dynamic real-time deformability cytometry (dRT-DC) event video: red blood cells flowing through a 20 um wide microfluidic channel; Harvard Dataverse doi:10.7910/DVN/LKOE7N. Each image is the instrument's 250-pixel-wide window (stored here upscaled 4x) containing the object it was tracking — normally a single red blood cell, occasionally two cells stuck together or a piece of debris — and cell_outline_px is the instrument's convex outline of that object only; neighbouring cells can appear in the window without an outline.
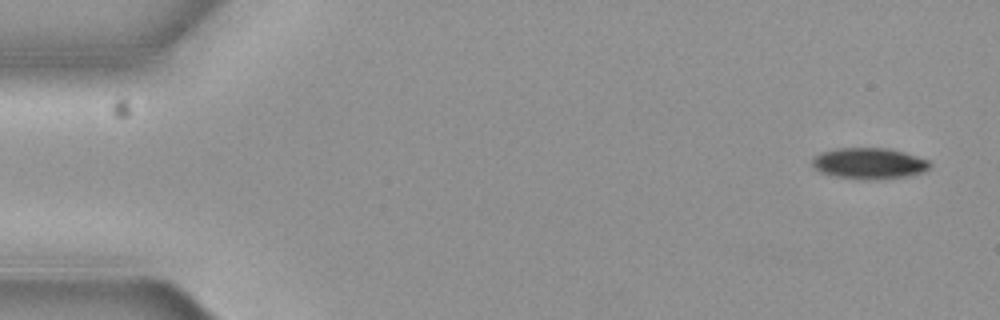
{"species": "common noctule bat (a hibernating species)", "species_latin": "Nyctalus noctula", "temperature_condition": "cold", "stored_images_in_passage": 6, "camera_frame_rate_fps": 3000, "um_per_image_px": 0.085, "animal": {"sex": "female", "body_mass_g": 19.3, "forearm_length_mm": 54.1}, "frame": {"image": 1, "passage_image": 1, "time_ms": 0.0, "image_size_px": [1000, 320], "cell_outline_px": [[932, 164], [924, 172], [908, 176], [880, 180], [860, 180], [836, 176], [820, 172], [812, 164], [812, 160], [820, 152], [840, 148], [884, 148], [900, 152], [928, 160]], "centroid_in_image_um": [73.87, 13.91], "position_along_channel_um": 11.1, "area_um2": 21.21}}